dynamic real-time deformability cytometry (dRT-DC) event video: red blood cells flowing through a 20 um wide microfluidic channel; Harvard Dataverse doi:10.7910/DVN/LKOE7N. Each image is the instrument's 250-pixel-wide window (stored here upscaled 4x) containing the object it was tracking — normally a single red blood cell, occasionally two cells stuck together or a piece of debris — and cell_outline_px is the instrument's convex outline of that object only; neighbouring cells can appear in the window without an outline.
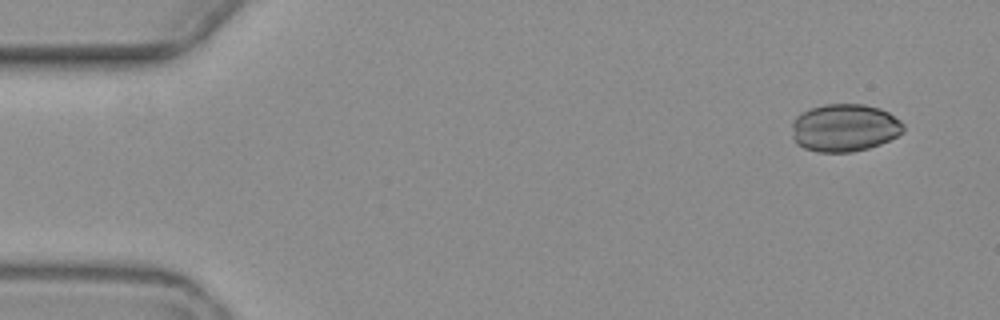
{"species": "common noctule bat (a hibernating species)", "species_latin": "Nyctalus noctula", "temperature_condition": "warm", "stored_images_in_passage": 14, "camera_frame_rate_fps": 3000, "um_per_image_px": 0.085, "animal": {"sex": "female", "body_mass_g": 19.3, "forearm_length_mm": 54.1}, "frame": {"image": 1, "passage_image": 1, "time_ms": 0.0, "image_size_px": [1000, 320], "cell_outline_px": [[904, 132], [880, 144], [868, 148], [852, 152], [816, 152], [804, 148], [796, 144], [792, 136], [792, 124], [796, 116], [800, 112], [824, 104], [864, 104], [880, 108], [888, 112], [900, 120], [904, 124]], "centroid_in_image_um": [71.77, 10.86], "position_along_channel_um": 13.2, "area_um2": 31.21}}
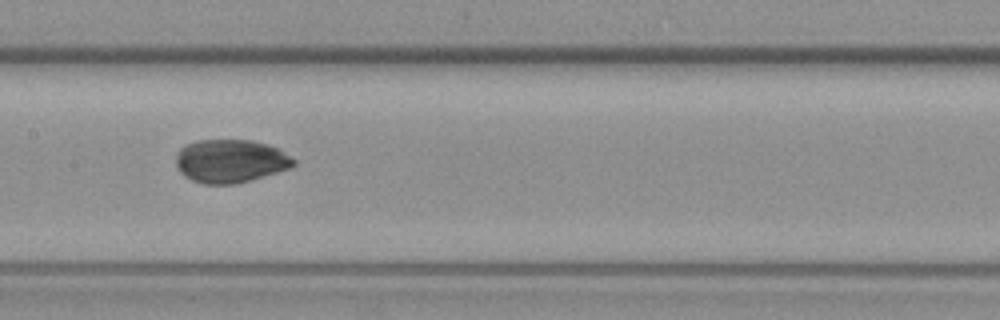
{"frame": {"image": 2, "passage_image": 7, "time_ms": 8.333, "image_size_px": [1000, 320], "cell_outline_px": [[296, 164], [292, 168], [236, 184], [204, 184], [192, 180], [184, 176], [180, 172], [176, 164], [176, 152], [184, 144], [196, 140], [252, 140], [280, 148], [296, 160]], "centroid_in_image_um": [19.6, 13.68], "position_along_channel_um": 187.8, "area_um2": 30.06}}
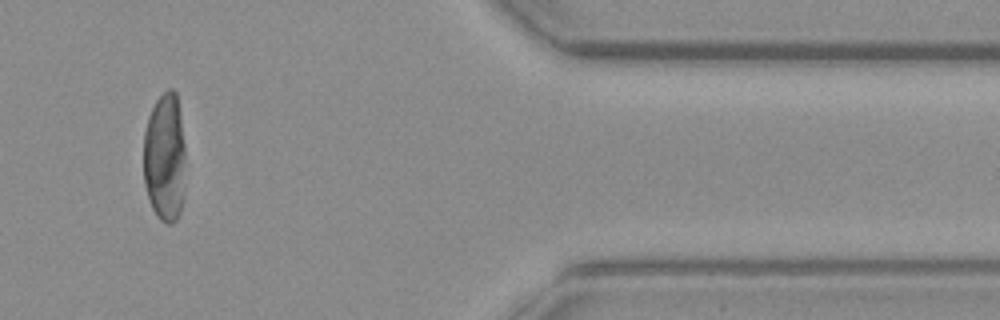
{"frame": {"image": 3, "passage_image": 12, "time_ms": 15.333, "image_size_px": [1000, 320], "cell_outline_px": [[184, 192], [180, 212], [176, 220], [172, 224], [168, 224], [160, 220], [156, 216], [152, 208], [144, 184], [144, 132], [148, 116], [156, 100], [168, 88], [172, 88], [176, 92], [180, 116], [184, 144]], "centroid_in_image_um": [14.0, 13.41], "position_along_channel_um": 397.4, "area_um2": 31.67}}